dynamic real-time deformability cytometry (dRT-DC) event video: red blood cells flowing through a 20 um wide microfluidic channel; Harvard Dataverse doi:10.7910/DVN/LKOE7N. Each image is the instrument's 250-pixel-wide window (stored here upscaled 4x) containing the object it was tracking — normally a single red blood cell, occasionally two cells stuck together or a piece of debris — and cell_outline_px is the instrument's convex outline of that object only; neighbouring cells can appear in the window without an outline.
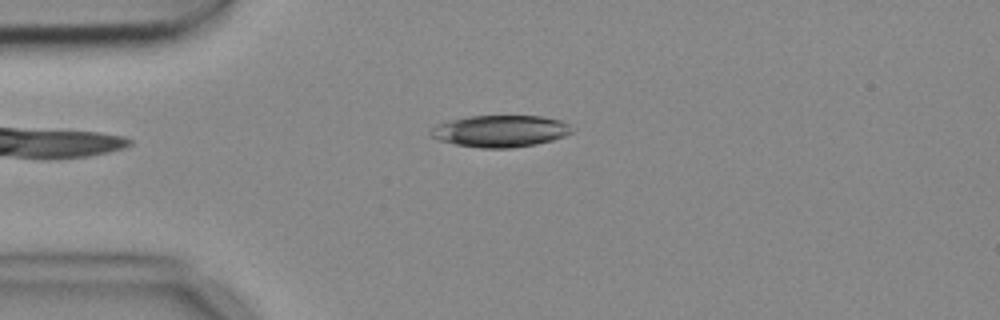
{"species": "common noctule bat (a hibernating species)", "species_latin": "Nyctalus noctula", "temperature_condition": "cold", "stored_images_in_passage": 4, "camera_frame_rate_fps": 3000, "um_per_image_px": 0.085, "animal": {"sex": "female", "body_mass_g": 18.4}, "frame": {"image": 1, "passage_image": 1, "time_ms": 0.0, "image_size_px": [1000, 320], "cell_outline_px": [[576, 128], [572, 132], [564, 136], [552, 140], [536, 144], [508, 148], [480, 148], [456, 144], [440, 140], [432, 136], [428, 132], [436, 124], [448, 120], [468, 116], [540, 116], [560, 120]], "centroid_in_image_um": [42.53, 11.13], "position_along_channel_um": 42.5, "area_um2": 26.18}}
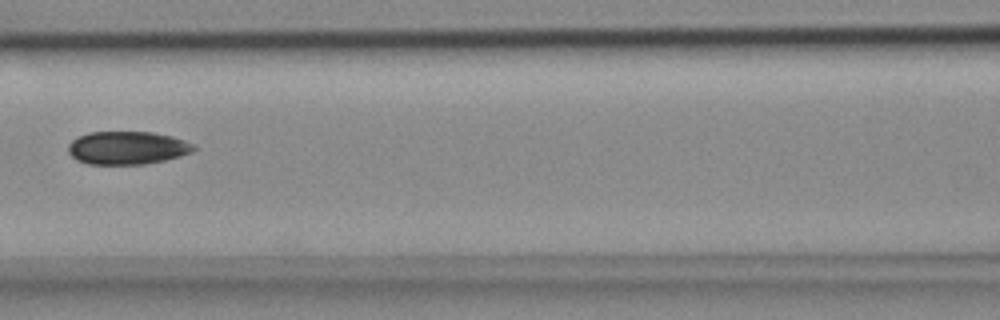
{"frame": {"image": 2, "passage_image": 4, "time_ms": 1.0, "image_size_px": [1000, 320], "cell_outline_px": [[196, 148], [192, 152], [164, 160], [144, 164], [88, 164], [76, 160], [68, 152], [68, 144], [72, 140], [88, 132], [152, 132], [172, 136], [196, 144]], "centroid_in_image_um": [10.82, 12.56], "position_along_channel_um": 155.8, "area_um2": 24.22}}